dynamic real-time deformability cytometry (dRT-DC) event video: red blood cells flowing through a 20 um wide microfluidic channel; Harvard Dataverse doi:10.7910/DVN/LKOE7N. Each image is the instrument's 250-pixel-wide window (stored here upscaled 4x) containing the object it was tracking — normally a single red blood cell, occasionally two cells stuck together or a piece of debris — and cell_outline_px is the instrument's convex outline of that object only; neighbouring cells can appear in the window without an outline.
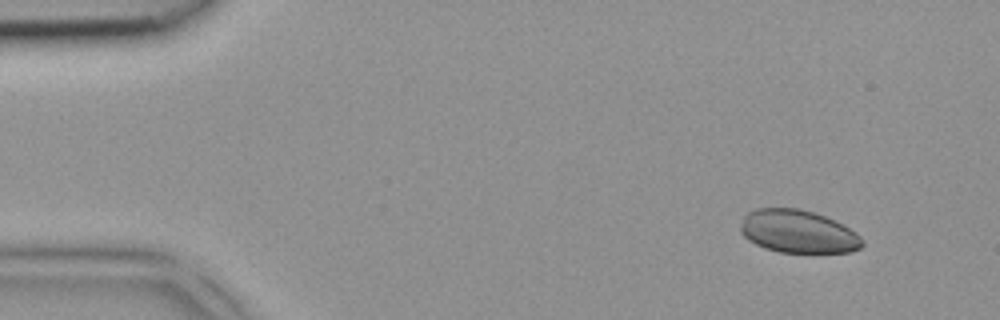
{"species": "common noctule bat (a hibernating species)", "species_latin": "Nyctalus noctula", "temperature_condition": "room temperature", "stored_images_in_passage": 4, "camera_frame_rate_fps": 3000, "um_per_image_px": 0.085, "animal": {"sex": "female", "body_mass_g": 18.4}, "frame": {"image": 1, "passage_image": 1, "time_ms": 0.0, "image_size_px": [1000, 320], "cell_outline_px": [[864, 244], [860, 248], [852, 252], [780, 252], [764, 248], [748, 240], [740, 232], [740, 228], [744, 216], [748, 212], [756, 208], [800, 208], [824, 216], [856, 232], [860, 236]], "centroid_in_image_um": [67.81, 19.68], "position_along_channel_um": 17.2, "area_um2": 30.29}}